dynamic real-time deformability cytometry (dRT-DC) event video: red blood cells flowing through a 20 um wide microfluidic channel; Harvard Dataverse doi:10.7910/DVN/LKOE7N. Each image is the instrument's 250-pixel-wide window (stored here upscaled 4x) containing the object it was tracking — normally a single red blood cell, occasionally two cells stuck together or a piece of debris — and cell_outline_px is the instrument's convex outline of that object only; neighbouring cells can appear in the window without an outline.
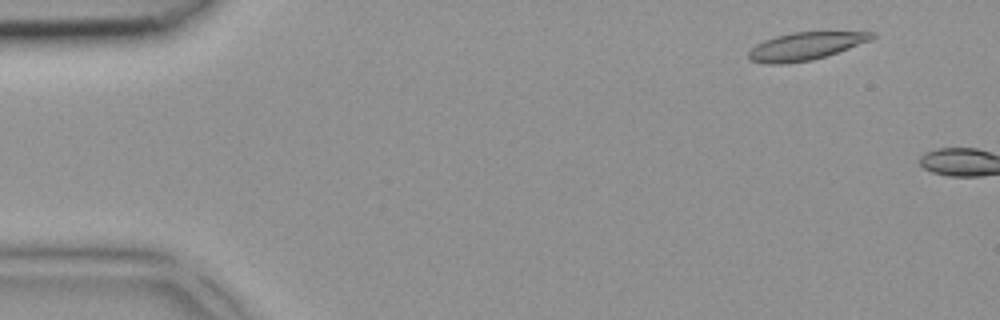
{"species": "common noctule bat (a hibernating species)", "species_latin": "Nyctalus noctula", "temperature_condition": "room temperature", "stored_images_in_passage": 2, "camera_frame_rate_fps": 3000, "um_per_image_px": 0.085, "animal": {"sex": "female", "body_mass_g": 18.4}, "frame": {"image": 1, "passage_image": 1, "time_ms": 0.0, "image_size_px": [1000, 320], "cell_outline_px": [[876, 36], [872, 40], [812, 60], [784, 64], [764, 64], [748, 60], [748, 52], [756, 44], [764, 40], [776, 36], [792, 32], [876, 32]], "centroid_in_image_um": [68.42, 3.93], "position_along_channel_um": 16.6, "area_um2": 19.88}}